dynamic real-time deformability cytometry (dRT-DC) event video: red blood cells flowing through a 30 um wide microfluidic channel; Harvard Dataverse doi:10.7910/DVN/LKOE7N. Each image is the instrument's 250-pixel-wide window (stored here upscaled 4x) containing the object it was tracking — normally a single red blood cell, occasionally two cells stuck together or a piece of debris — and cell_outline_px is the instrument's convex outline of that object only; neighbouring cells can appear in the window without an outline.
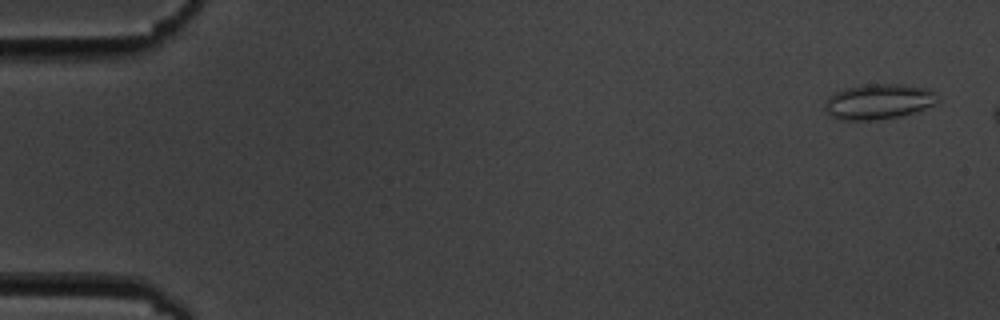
{"species": "common noctule bat (a hibernating species)", "species_latin": "Nyctalus noctula", "temperature_condition": "cold", "stored_images_in_passage": 6, "camera_frame_rate_fps": 3000, "um_per_image_px": 0.085, "animal": {"sex": "male", "body_mass_g": 19.5, "forearm_length_mm": 54.6}, "frame": {"image": 1, "passage_image": 1, "time_ms": 0.0, "image_size_px": [1000, 320], "cell_outline_px": [[940, 100], [936, 104], [916, 112], [900, 116], [876, 120], [844, 120], [828, 116], [824, 108], [824, 104], [828, 96], [832, 92], [844, 88], [864, 84], [904, 84], [928, 88], [936, 92]], "centroid_in_image_um": [74.68, 8.63], "position_along_channel_um": 10.3, "area_um2": 23.81}}